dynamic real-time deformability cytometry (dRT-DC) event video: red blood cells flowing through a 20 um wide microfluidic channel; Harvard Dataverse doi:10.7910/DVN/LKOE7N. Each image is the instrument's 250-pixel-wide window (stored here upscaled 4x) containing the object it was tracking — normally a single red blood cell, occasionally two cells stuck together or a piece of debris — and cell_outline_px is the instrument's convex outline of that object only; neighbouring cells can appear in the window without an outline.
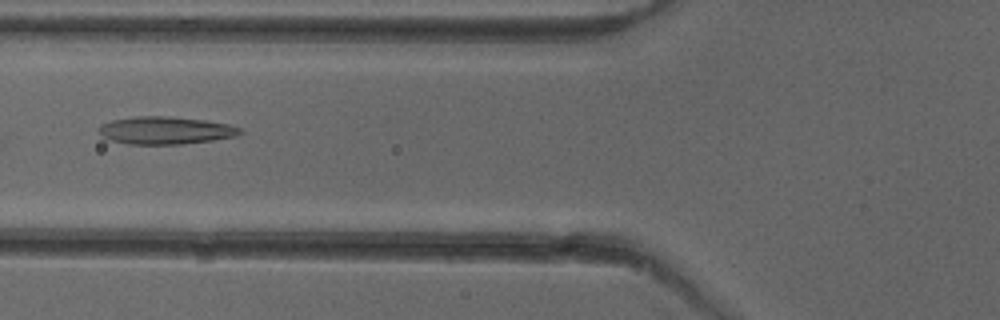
{"species": "common noctule bat (a hibernating species)", "species_latin": "Nyctalus noctula", "temperature_condition": "cold", "stored_images_in_passage": 35, "camera_frame_rate_fps": 3000, "um_per_image_px": 0.085, "animal": {"sex": "female"}, "frame": {"image": 1, "passage_image": 4, "time_ms": 1.0, "image_size_px": [1000, 320], "cell_outline_px": [[244, 132], [236, 136], [212, 140], [180, 144], [128, 144], [112, 140], [100, 136], [96, 132], [96, 128], [100, 124], [112, 120], [136, 116], [168, 116], [204, 120], [228, 124], [240, 128]], "centroid_in_image_um": [14.0, 11.08], "position_along_channel_um": 111.8, "area_um2": 22.83}}
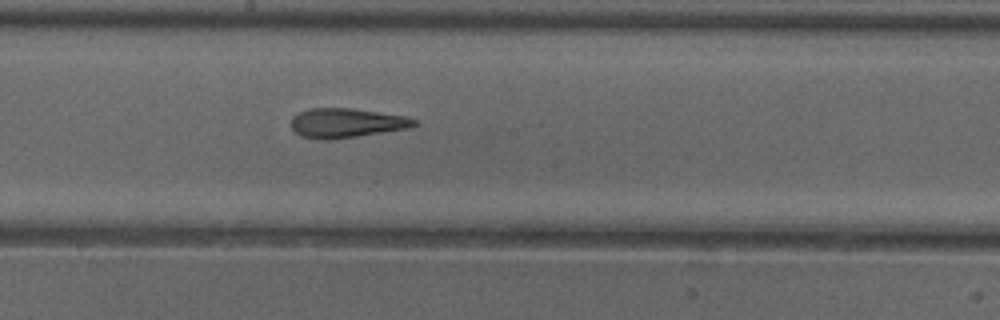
{"frame": {"image": 2, "passage_image": 12, "time_ms": 3.667, "image_size_px": [1000, 320], "cell_outline_px": [[420, 124], [408, 128], [356, 136], [328, 140], [316, 140], [300, 136], [292, 128], [292, 116], [308, 108], [352, 108], [408, 116], [416, 120]], "centroid_in_image_um": [29.45, 10.45], "position_along_channel_um": 218.8, "area_um2": 21.21}}
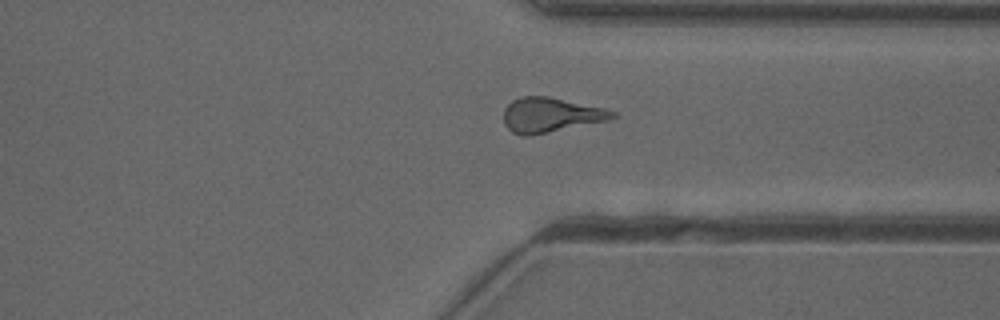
{"frame": {"image": 3, "passage_image": 23, "time_ms": 7.333, "image_size_px": [1000, 320], "cell_outline_px": [[620, 116], [608, 120], [532, 136], [520, 136], [512, 132], [504, 124], [504, 108], [512, 100], [520, 96], [548, 96], [604, 108], [616, 112]], "centroid_in_image_um": [46.8, 9.78], "position_along_channel_um": 364.6, "area_um2": 22.25}, "authors_computed_cell_mechanics": {"area_um2": 21.5016, "velocity_mm_per_s": 3.9952, "shape_relaxation_time_tau1_ms": 5.2646, "shape_relaxation_time_tau2_ms": 2.2633, "deformation_change_tau1": 0.1837, "deformation_change_tau2": 0.1403}}